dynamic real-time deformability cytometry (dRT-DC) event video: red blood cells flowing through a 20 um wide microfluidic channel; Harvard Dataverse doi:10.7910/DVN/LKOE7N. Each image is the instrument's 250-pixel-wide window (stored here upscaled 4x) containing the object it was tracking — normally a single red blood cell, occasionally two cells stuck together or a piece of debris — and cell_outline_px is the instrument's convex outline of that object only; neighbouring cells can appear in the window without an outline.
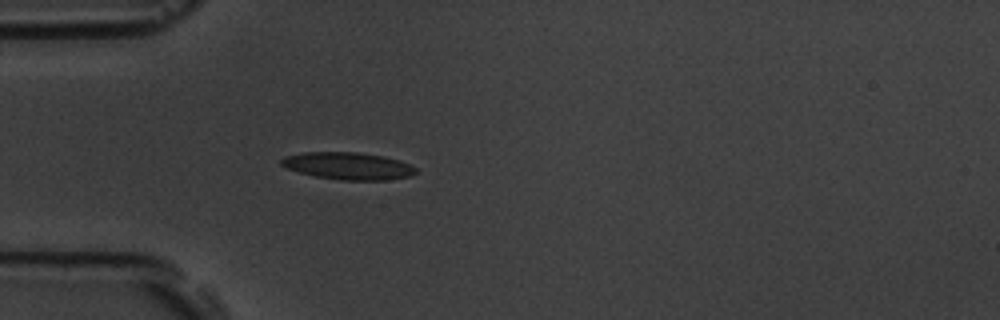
{"species": "common noctule bat (a hibernating species)", "species_latin": "Nyctalus noctula", "temperature_condition": "room temperature", "stored_images_in_passage": 4, "camera_frame_rate_fps": 3000, "um_per_image_px": 0.085, "animal": {"sex": "male", "body_mass_g": 19.5, "forearm_length_mm": 54.6}, "frame": {"image": 1, "passage_image": 4, "time_ms": 1.0, "image_size_px": [1000, 320], "cell_outline_px": [[416, 172], [412, 176], [384, 180], [340, 180], [316, 176], [300, 172], [288, 168], [280, 164], [280, 160], [284, 156], [304, 152], [360, 152], [384, 156], [400, 160], [416, 168]], "centroid_in_image_um": [29.6, 14.09], "position_along_channel_um": 55.4, "area_um2": 21.33}}